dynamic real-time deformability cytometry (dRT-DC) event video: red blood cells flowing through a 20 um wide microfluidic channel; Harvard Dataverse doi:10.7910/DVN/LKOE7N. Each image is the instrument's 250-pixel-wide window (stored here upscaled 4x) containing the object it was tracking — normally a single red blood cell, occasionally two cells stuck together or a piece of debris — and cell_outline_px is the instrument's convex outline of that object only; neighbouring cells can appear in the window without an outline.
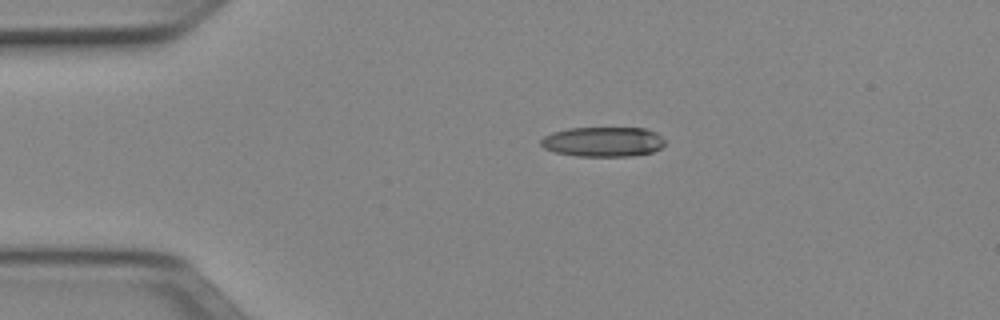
{"species": "Egyptian fruit bat (a non-hibernating species)", "species_latin": "Rousettus aegyptiacus", "temperature_condition": "cold", "stored_images_in_passage": 3, "camera_frame_rate_fps": 3000, "um_per_image_px": 0.085, "animal": {"sex": "female"}, "frame": {"image": 1, "passage_image": 1, "time_ms": 0.0, "image_size_px": [1000, 320], "cell_outline_px": [[664, 144], [660, 148], [652, 152], [632, 156], [576, 156], [556, 152], [544, 148], [540, 144], [540, 140], [544, 136], [552, 132], [568, 128], [644, 128], [656, 132], [664, 140]], "centroid_in_image_um": [51.24, 12.05], "position_along_channel_um": 33.8, "area_um2": 21.56}}